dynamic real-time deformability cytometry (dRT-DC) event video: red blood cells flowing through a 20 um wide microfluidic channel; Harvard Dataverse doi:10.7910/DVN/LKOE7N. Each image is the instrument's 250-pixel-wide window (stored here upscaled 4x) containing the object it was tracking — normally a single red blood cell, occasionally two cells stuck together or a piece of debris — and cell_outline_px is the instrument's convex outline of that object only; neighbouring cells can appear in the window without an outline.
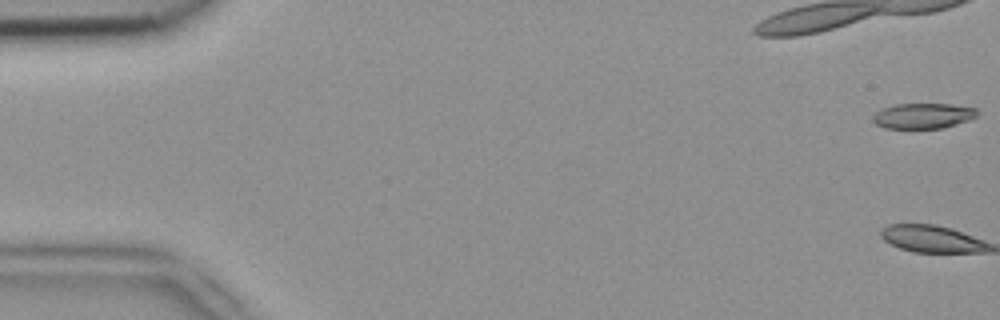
{"species": "common noctule bat (a hibernating species)", "species_latin": "Nyctalus noctula", "temperature_condition": "room temperature", "stored_images_in_passage": 46, "camera_frame_rate_fps": 3000, "um_per_image_px": 0.085, "animal": {"sex": "female", "body_mass_g": 18.4}, "frame": {"image": 1, "passage_image": 1, "time_ms": 0.0, "image_size_px": [1000, 320], "cell_outline_px": [[976, 116], [968, 120], [956, 124], [940, 128], [884, 128], [876, 124], [872, 120], [872, 116], [876, 112], [884, 108], [896, 104], [952, 104], [976, 108]], "centroid_in_image_um": [78.43, 9.84], "position_along_channel_um": 6.6, "area_um2": 15.26}}